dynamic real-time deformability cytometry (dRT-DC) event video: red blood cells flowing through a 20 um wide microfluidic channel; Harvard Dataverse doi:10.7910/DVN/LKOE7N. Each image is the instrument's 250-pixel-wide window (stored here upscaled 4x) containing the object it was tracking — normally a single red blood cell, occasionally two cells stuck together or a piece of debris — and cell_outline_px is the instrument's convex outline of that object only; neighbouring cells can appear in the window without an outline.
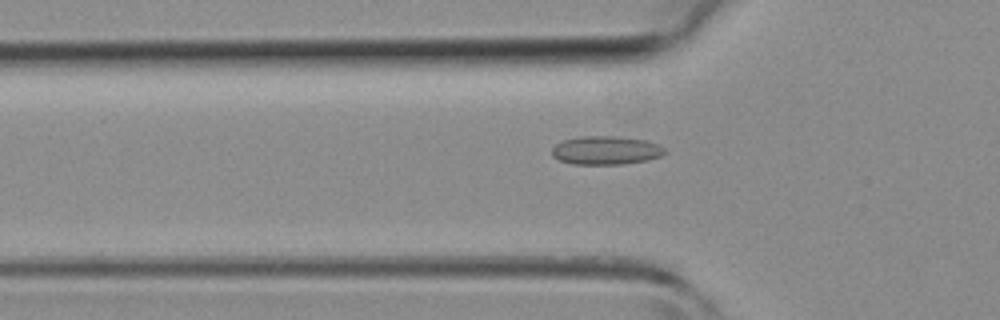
{"species": "common noctule bat (a hibernating species)", "species_latin": "Nyctalus noctula", "temperature_condition": "room temperature", "stored_images_in_passage": 44, "camera_frame_rate_fps": 3000, "um_per_image_px": 0.085, "animal": {"sex": "female", "body_mass_g": 19.3, "forearm_length_mm": 54.1}, "frame": {"image": 1, "passage_image": 14, "time_ms": 4.333, "image_size_px": [1000, 320], "cell_outline_px": [[668, 152], [660, 156], [648, 160], [620, 164], [572, 164], [560, 160], [552, 156], [552, 148], [556, 144], [564, 140], [580, 136], [616, 136], [648, 140], [664, 148]], "centroid_in_image_um": [51.51, 12.77], "position_along_channel_um": 74.3, "area_um2": 18.79}}
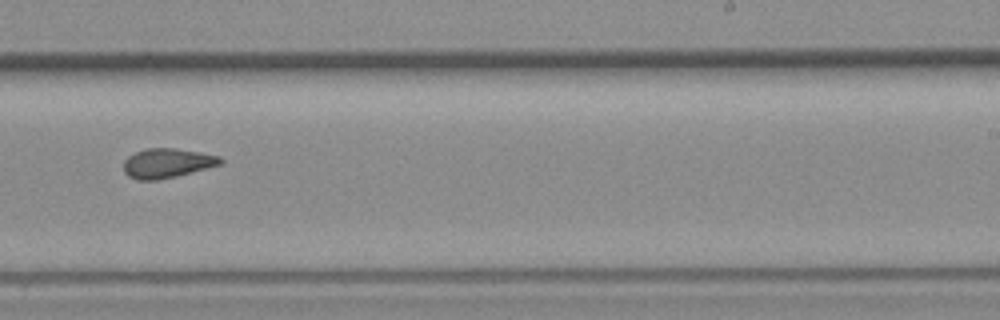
{"frame": {"image": 2, "passage_image": 27, "time_ms": 8.667, "image_size_px": [1000, 320], "cell_outline_px": [[224, 160], [220, 164], [176, 176], [156, 180], [136, 180], [128, 176], [124, 172], [124, 160], [128, 156], [136, 152], [148, 148], [176, 148], [200, 152], [220, 156]], "centroid_in_image_um": [14.18, 13.86], "position_along_channel_um": 274.8, "area_um2": 16.53}}
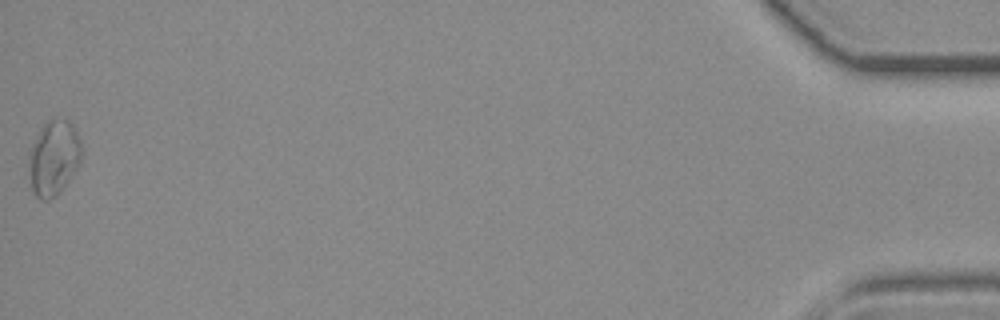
{"frame": {"image": 3, "passage_image": 44, "time_ms": 14.333, "image_size_px": [1000, 320], "cell_outline_px": [[80, 160], [76, 168], [56, 196], [48, 200], [40, 200], [36, 196], [32, 188], [28, 156], [28, 148], [40, 128], [48, 120], [68, 120], [72, 124], [80, 140]], "centroid_in_image_um": [4.52, 13.4], "position_along_channel_um": 430.7, "area_um2": 22.66}}